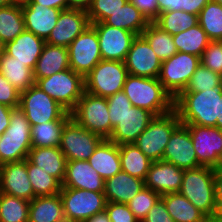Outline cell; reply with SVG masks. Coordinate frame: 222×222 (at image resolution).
Masks as SVG:
<instances>
[{"instance_id": "obj_38", "label": "cell", "mask_w": 222, "mask_h": 222, "mask_svg": "<svg viewBox=\"0 0 222 222\" xmlns=\"http://www.w3.org/2000/svg\"><path fill=\"white\" fill-rule=\"evenodd\" d=\"M171 36L186 31L198 24V16L182 10L163 12L153 21Z\"/></svg>"}, {"instance_id": "obj_1", "label": "cell", "mask_w": 222, "mask_h": 222, "mask_svg": "<svg viewBox=\"0 0 222 222\" xmlns=\"http://www.w3.org/2000/svg\"><path fill=\"white\" fill-rule=\"evenodd\" d=\"M221 97L222 88L180 93L174 99V110L182 124L217 127Z\"/></svg>"}, {"instance_id": "obj_17", "label": "cell", "mask_w": 222, "mask_h": 222, "mask_svg": "<svg viewBox=\"0 0 222 222\" xmlns=\"http://www.w3.org/2000/svg\"><path fill=\"white\" fill-rule=\"evenodd\" d=\"M162 160L184 170L200 167L189 129L185 124L180 123L172 132Z\"/></svg>"}, {"instance_id": "obj_58", "label": "cell", "mask_w": 222, "mask_h": 222, "mask_svg": "<svg viewBox=\"0 0 222 222\" xmlns=\"http://www.w3.org/2000/svg\"><path fill=\"white\" fill-rule=\"evenodd\" d=\"M217 127L222 130V97L220 99V118L217 119Z\"/></svg>"}, {"instance_id": "obj_60", "label": "cell", "mask_w": 222, "mask_h": 222, "mask_svg": "<svg viewBox=\"0 0 222 222\" xmlns=\"http://www.w3.org/2000/svg\"><path fill=\"white\" fill-rule=\"evenodd\" d=\"M11 1L10 0H0V8H3V7H7L9 5H11Z\"/></svg>"}, {"instance_id": "obj_57", "label": "cell", "mask_w": 222, "mask_h": 222, "mask_svg": "<svg viewBox=\"0 0 222 222\" xmlns=\"http://www.w3.org/2000/svg\"><path fill=\"white\" fill-rule=\"evenodd\" d=\"M84 222H111L107 212L104 210L102 212L96 213L90 218L86 219Z\"/></svg>"}, {"instance_id": "obj_43", "label": "cell", "mask_w": 222, "mask_h": 222, "mask_svg": "<svg viewBox=\"0 0 222 222\" xmlns=\"http://www.w3.org/2000/svg\"><path fill=\"white\" fill-rule=\"evenodd\" d=\"M161 199V195L149 189L142 188L132 199L127 203L129 209L139 222H142L149 210Z\"/></svg>"}, {"instance_id": "obj_49", "label": "cell", "mask_w": 222, "mask_h": 222, "mask_svg": "<svg viewBox=\"0 0 222 222\" xmlns=\"http://www.w3.org/2000/svg\"><path fill=\"white\" fill-rule=\"evenodd\" d=\"M142 222H174L164 202L160 199L148 212Z\"/></svg>"}, {"instance_id": "obj_9", "label": "cell", "mask_w": 222, "mask_h": 222, "mask_svg": "<svg viewBox=\"0 0 222 222\" xmlns=\"http://www.w3.org/2000/svg\"><path fill=\"white\" fill-rule=\"evenodd\" d=\"M70 114L71 118L83 128L98 134L103 139L110 137L111 121L106 98L85 91Z\"/></svg>"}, {"instance_id": "obj_20", "label": "cell", "mask_w": 222, "mask_h": 222, "mask_svg": "<svg viewBox=\"0 0 222 222\" xmlns=\"http://www.w3.org/2000/svg\"><path fill=\"white\" fill-rule=\"evenodd\" d=\"M184 169L159 160L152 162L144 180L145 187L163 195L179 192L183 180Z\"/></svg>"}, {"instance_id": "obj_45", "label": "cell", "mask_w": 222, "mask_h": 222, "mask_svg": "<svg viewBox=\"0 0 222 222\" xmlns=\"http://www.w3.org/2000/svg\"><path fill=\"white\" fill-rule=\"evenodd\" d=\"M111 121V134L113 128L119 123L122 117L131 110L132 103L123 91H119L106 98Z\"/></svg>"}, {"instance_id": "obj_2", "label": "cell", "mask_w": 222, "mask_h": 222, "mask_svg": "<svg viewBox=\"0 0 222 222\" xmlns=\"http://www.w3.org/2000/svg\"><path fill=\"white\" fill-rule=\"evenodd\" d=\"M132 106L161 116L174 109V99L158 78H145L128 74L122 90Z\"/></svg>"}, {"instance_id": "obj_26", "label": "cell", "mask_w": 222, "mask_h": 222, "mask_svg": "<svg viewBox=\"0 0 222 222\" xmlns=\"http://www.w3.org/2000/svg\"><path fill=\"white\" fill-rule=\"evenodd\" d=\"M87 161L104 180L113 177L121 171L119 145L103 139Z\"/></svg>"}, {"instance_id": "obj_21", "label": "cell", "mask_w": 222, "mask_h": 222, "mask_svg": "<svg viewBox=\"0 0 222 222\" xmlns=\"http://www.w3.org/2000/svg\"><path fill=\"white\" fill-rule=\"evenodd\" d=\"M154 118L155 115L148 110L132 106L113 128L108 140L117 145L132 144Z\"/></svg>"}, {"instance_id": "obj_15", "label": "cell", "mask_w": 222, "mask_h": 222, "mask_svg": "<svg viewBox=\"0 0 222 222\" xmlns=\"http://www.w3.org/2000/svg\"><path fill=\"white\" fill-rule=\"evenodd\" d=\"M98 34L102 60L124 62L136 34L104 22L91 23Z\"/></svg>"}, {"instance_id": "obj_3", "label": "cell", "mask_w": 222, "mask_h": 222, "mask_svg": "<svg viewBox=\"0 0 222 222\" xmlns=\"http://www.w3.org/2000/svg\"><path fill=\"white\" fill-rule=\"evenodd\" d=\"M215 169L200 166L184 170L179 193L186 197L207 218H216L214 191Z\"/></svg>"}, {"instance_id": "obj_59", "label": "cell", "mask_w": 222, "mask_h": 222, "mask_svg": "<svg viewBox=\"0 0 222 222\" xmlns=\"http://www.w3.org/2000/svg\"><path fill=\"white\" fill-rule=\"evenodd\" d=\"M12 4L24 5L30 2L31 0H10Z\"/></svg>"}, {"instance_id": "obj_35", "label": "cell", "mask_w": 222, "mask_h": 222, "mask_svg": "<svg viewBox=\"0 0 222 222\" xmlns=\"http://www.w3.org/2000/svg\"><path fill=\"white\" fill-rule=\"evenodd\" d=\"M172 37L178 52L193 54L200 58L211 42L199 24Z\"/></svg>"}, {"instance_id": "obj_48", "label": "cell", "mask_w": 222, "mask_h": 222, "mask_svg": "<svg viewBox=\"0 0 222 222\" xmlns=\"http://www.w3.org/2000/svg\"><path fill=\"white\" fill-rule=\"evenodd\" d=\"M0 104L17 108L20 104V93L0 72Z\"/></svg>"}, {"instance_id": "obj_44", "label": "cell", "mask_w": 222, "mask_h": 222, "mask_svg": "<svg viewBox=\"0 0 222 222\" xmlns=\"http://www.w3.org/2000/svg\"><path fill=\"white\" fill-rule=\"evenodd\" d=\"M127 1L128 0H93L90 8L87 10L90 23L104 22Z\"/></svg>"}, {"instance_id": "obj_28", "label": "cell", "mask_w": 222, "mask_h": 222, "mask_svg": "<svg viewBox=\"0 0 222 222\" xmlns=\"http://www.w3.org/2000/svg\"><path fill=\"white\" fill-rule=\"evenodd\" d=\"M27 159L49 175L57 178L61 183L63 182L67 158L64 156L59 146L32 147Z\"/></svg>"}, {"instance_id": "obj_24", "label": "cell", "mask_w": 222, "mask_h": 222, "mask_svg": "<svg viewBox=\"0 0 222 222\" xmlns=\"http://www.w3.org/2000/svg\"><path fill=\"white\" fill-rule=\"evenodd\" d=\"M45 44V40L24 30L13 41L5 44V53L33 70Z\"/></svg>"}, {"instance_id": "obj_39", "label": "cell", "mask_w": 222, "mask_h": 222, "mask_svg": "<svg viewBox=\"0 0 222 222\" xmlns=\"http://www.w3.org/2000/svg\"><path fill=\"white\" fill-rule=\"evenodd\" d=\"M27 172L30 183L37 196H53L60 193L62 183L55 177L49 175L40 167L35 166L27 159Z\"/></svg>"}, {"instance_id": "obj_61", "label": "cell", "mask_w": 222, "mask_h": 222, "mask_svg": "<svg viewBox=\"0 0 222 222\" xmlns=\"http://www.w3.org/2000/svg\"><path fill=\"white\" fill-rule=\"evenodd\" d=\"M5 53V43L0 38V57Z\"/></svg>"}, {"instance_id": "obj_19", "label": "cell", "mask_w": 222, "mask_h": 222, "mask_svg": "<svg viewBox=\"0 0 222 222\" xmlns=\"http://www.w3.org/2000/svg\"><path fill=\"white\" fill-rule=\"evenodd\" d=\"M0 192L31 201L36 196L27 172V159L0 166Z\"/></svg>"}, {"instance_id": "obj_42", "label": "cell", "mask_w": 222, "mask_h": 222, "mask_svg": "<svg viewBox=\"0 0 222 222\" xmlns=\"http://www.w3.org/2000/svg\"><path fill=\"white\" fill-rule=\"evenodd\" d=\"M214 88H222V75L200 64L181 93L202 92Z\"/></svg>"}, {"instance_id": "obj_37", "label": "cell", "mask_w": 222, "mask_h": 222, "mask_svg": "<svg viewBox=\"0 0 222 222\" xmlns=\"http://www.w3.org/2000/svg\"><path fill=\"white\" fill-rule=\"evenodd\" d=\"M68 120H55L31 126L32 147L60 145L62 129Z\"/></svg>"}, {"instance_id": "obj_7", "label": "cell", "mask_w": 222, "mask_h": 222, "mask_svg": "<svg viewBox=\"0 0 222 222\" xmlns=\"http://www.w3.org/2000/svg\"><path fill=\"white\" fill-rule=\"evenodd\" d=\"M19 108L23 111L31 126L71 118L70 113L36 84L20 93Z\"/></svg>"}, {"instance_id": "obj_14", "label": "cell", "mask_w": 222, "mask_h": 222, "mask_svg": "<svg viewBox=\"0 0 222 222\" xmlns=\"http://www.w3.org/2000/svg\"><path fill=\"white\" fill-rule=\"evenodd\" d=\"M186 126L192 138L198 164L213 169L222 167V130L211 126Z\"/></svg>"}, {"instance_id": "obj_36", "label": "cell", "mask_w": 222, "mask_h": 222, "mask_svg": "<svg viewBox=\"0 0 222 222\" xmlns=\"http://www.w3.org/2000/svg\"><path fill=\"white\" fill-rule=\"evenodd\" d=\"M25 30L21 5L11 4L0 8V38L6 44Z\"/></svg>"}, {"instance_id": "obj_8", "label": "cell", "mask_w": 222, "mask_h": 222, "mask_svg": "<svg viewBox=\"0 0 222 222\" xmlns=\"http://www.w3.org/2000/svg\"><path fill=\"white\" fill-rule=\"evenodd\" d=\"M127 75L125 62L101 60L84 78L85 91L108 98L123 90Z\"/></svg>"}, {"instance_id": "obj_53", "label": "cell", "mask_w": 222, "mask_h": 222, "mask_svg": "<svg viewBox=\"0 0 222 222\" xmlns=\"http://www.w3.org/2000/svg\"><path fill=\"white\" fill-rule=\"evenodd\" d=\"M13 108L0 104V136L5 133V130L9 127L10 115Z\"/></svg>"}, {"instance_id": "obj_10", "label": "cell", "mask_w": 222, "mask_h": 222, "mask_svg": "<svg viewBox=\"0 0 222 222\" xmlns=\"http://www.w3.org/2000/svg\"><path fill=\"white\" fill-rule=\"evenodd\" d=\"M59 194L65 219L69 222H84L106 208L107 200L103 192L62 187Z\"/></svg>"}, {"instance_id": "obj_46", "label": "cell", "mask_w": 222, "mask_h": 222, "mask_svg": "<svg viewBox=\"0 0 222 222\" xmlns=\"http://www.w3.org/2000/svg\"><path fill=\"white\" fill-rule=\"evenodd\" d=\"M200 61L204 67L222 75V41H211Z\"/></svg>"}, {"instance_id": "obj_29", "label": "cell", "mask_w": 222, "mask_h": 222, "mask_svg": "<svg viewBox=\"0 0 222 222\" xmlns=\"http://www.w3.org/2000/svg\"><path fill=\"white\" fill-rule=\"evenodd\" d=\"M66 220L60 194L37 196L30 201L28 222H62Z\"/></svg>"}, {"instance_id": "obj_47", "label": "cell", "mask_w": 222, "mask_h": 222, "mask_svg": "<svg viewBox=\"0 0 222 222\" xmlns=\"http://www.w3.org/2000/svg\"><path fill=\"white\" fill-rule=\"evenodd\" d=\"M105 211L111 222H139L124 203L107 202Z\"/></svg>"}, {"instance_id": "obj_50", "label": "cell", "mask_w": 222, "mask_h": 222, "mask_svg": "<svg viewBox=\"0 0 222 222\" xmlns=\"http://www.w3.org/2000/svg\"><path fill=\"white\" fill-rule=\"evenodd\" d=\"M149 22H153L159 15L158 0H130Z\"/></svg>"}, {"instance_id": "obj_56", "label": "cell", "mask_w": 222, "mask_h": 222, "mask_svg": "<svg viewBox=\"0 0 222 222\" xmlns=\"http://www.w3.org/2000/svg\"><path fill=\"white\" fill-rule=\"evenodd\" d=\"M93 0H68V8L87 11Z\"/></svg>"}, {"instance_id": "obj_18", "label": "cell", "mask_w": 222, "mask_h": 222, "mask_svg": "<svg viewBox=\"0 0 222 222\" xmlns=\"http://www.w3.org/2000/svg\"><path fill=\"white\" fill-rule=\"evenodd\" d=\"M90 25L87 11L72 8L64 9L61 11L56 26L52 29L46 43L68 47Z\"/></svg>"}, {"instance_id": "obj_41", "label": "cell", "mask_w": 222, "mask_h": 222, "mask_svg": "<svg viewBox=\"0 0 222 222\" xmlns=\"http://www.w3.org/2000/svg\"><path fill=\"white\" fill-rule=\"evenodd\" d=\"M30 201L0 192V222H28Z\"/></svg>"}, {"instance_id": "obj_11", "label": "cell", "mask_w": 222, "mask_h": 222, "mask_svg": "<svg viewBox=\"0 0 222 222\" xmlns=\"http://www.w3.org/2000/svg\"><path fill=\"white\" fill-rule=\"evenodd\" d=\"M201 64L200 57L184 52H177L162 62L159 82L175 99L185 90L191 76Z\"/></svg>"}, {"instance_id": "obj_55", "label": "cell", "mask_w": 222, "mask_h": 222, "mask_svg": "<svg viewBox=\"0 0 222 222\" xmlns=\"http://www.w3.org/2000/svg\"><path fill=\"white\" fill-rule=\"evenodd\" d=\"M36 4H40L46 7L55 9H68V0H32Z\"/></svg>"}, {"instance_id": "obj_6", "label": "cell", "mask_w": 222, "mask_h": 222, "mask_svg": "<svg viewBox=\"0 0 222 222\" xmlns=\"http://www.w3.org/2000/svg\"><path fill=\"white\" fill-rule=\"evenodd\" d=\"M181 123L177 112L155 116L134 144L152 161L163 159V154L174 129Z\"/></svg>"}, {"instance_id": "obj_33", "label": "cell", "mask_w": 222, "mask_h": 222, "mask_svg": "<svg viewBox=\"0 0 222 222\" xmlns=\"http://www.w3.org/2000/svg\"><path fill=\"white\" fill-rule=\"evenodd\" d=\"M121 170L145 180L152 161L134 144L119 145Z\"/></svg>"}, {"instance_id": "obj_31", "label": "cell", "mask_w": 222, "mask_h": 222, "mask_svg": "<svg viewBox=\"0 0 222 222\" xmlns=\"http://www.w3.org/2000/svg\"><path fill=\"white\" fill-rule=\"evenodd\" d=\"M174 222H204L207 217L179 192L161 195Z\"/></svg>"}, {"instance_id": "obj_52", "label": "cell", "mask_w": 222, "mask_h": 222, "mask_svg": "<svg viewBox=\"0 0 222 222\" xmlns=\"http://www.w3.org/2000/svg\"><path fill=\"white\" fill-rule=\"evenodd\" d=\"M209 1L210 0H180V7L182 11L198 16L202 8Z\"/></svg>"}, {"instance_id": "obj_30", "label": "cell", "mask_w": 222, "mask_h": 222, "mask_svg": "<svg viewBox=\"0 0 222 222\" xmlns=\"http://www.w3.org/2000/svg\"><path fill=\"white\" fill-rule=\"evenodd\" d=\"M104 23L112 27L127 30L139 36L147 27L149 21L140 10L128 0L119 10L109 16Z\"/></svg>"}, {"instance_id": "obj_5", "label": "cell", "mask_w": 222, "mask_h": 222, "mask_svg": "<svg viewBox=\"0 0 222 222\" xmlns=\"http://www.w3.org/2000/svg\"><path fill=\"white\" fill-rule=\"evenodd\" d=\"M35 84L68 113L75 109L77 102L85 92L84 77L71 68L38 79Z\"/></svg>"}, {"instance_id": "obj_25", "label": "cell", "mask_w": 222, "mask_h": 222, "mask_svg": "<svg viewBox=\"0 0 222 222\" xmlns=\"http://www.w3.org/2000/svg\"><path fill=\"white\" fill-rule=\"evenodd\" d=\"M144 187V180L121 170L105 180L103 193L107 202L127 204Z\"/></svg>"}, {"instance_id": "obj_13", "label": "cell", "mask_w": 222, "mask_h": 222, "mask_svg": "<svg viewBox=\"0 0 222 222\" xmlns=\"http://www.w3.org/2000/svg\"><path fill=\"white\" fill-rule=\"evenodd\" d=\"M67 48L70 68L84 78L102 60L98 34L91 25Z\"/></svg>"}, {"instance_id": "obj_22", "label": "cell", "mask_w": 222, "mask_h": 222, "mask_svg": "<svg viewBox=\"0 0 222 222\" xmlns=\"http://www.w3.org/2000/svg\"><path fill=\"white\" fill-rule=\"evenodd\" d=\"M21 9L24 16L25 30L32 32L45 41L56 26L62 11L36 4L32 0L27 4L21 5Z\"/></svg>"}, {"instance_id": "obj_12", "label": "cell", "mask_w": 222, "mask_h": 222, "mask_svg": "<svg viewBox=\"0 0 222 222\" xmlns=\"http://www.w3.org/2000/svg\"><path fill=\"white\" fill-rule=\"evenodd\" d=\"M102 140L101 136L83 128L70 118L62 129L59 148L67 161L88 160Z\"/></svg>"}, {"instance_id": "obj_16", "label": "cell", "mask_w": 222, "mask_h": 222, "mask_svg": "<svg viewBox=\"0 0 222 222\" xmlns=\"http://www.w3.org/2000/svg\"><path fill=\"white\" fill-rule=\"evenodd\" d=\"M124 62L130 75L145 78H158L160 75L162 62L141 35L133 40Z\"/></svg>"}, {"instance_id": "obj_40", "label": "cell", "mask_w": 222, "mask_h": 222, "mask_svg": "<svg viewBox=\"0 0 222 222\" xmlns=\"http://www.w3.org/2000/svg\"><path fill=\"white\" fill-rule=\"evenodd\" d=\"M198 24L211 41H222V5L210 0L199 13Z\"/></svg>"}, {"instance_id": "obj_4", "label": "cell", "mask_w": 222, "mask_h": 222, "mask_svg": "<svg viewBox=\"0 0 222 222\" xmlns=\"http://www.w3.org/2000/svg\"><path fill=\"white\" fill-rule=\"evenodd\" d=\"M9 127L0 139V166L28 158L31 144V125L23 111L13 108Z\"/></svg>"}, {"instance_id": "obj_32", "label": "cell", "mask_w": 222, "mask_h": 222, "mask_svg": "<svg viewBox=\"0 0 222 222\" xmlns=\"http://www.w3.org/2000/svg\"><path fill=\"white\" fill-rule=\"evenodd\" d=\"M0 72L19 93L35 84L33 70L6 53L0 57Z\"/></svg>"}, {"instance_id": "obj_51", "label": "cell", "mask_w": 222, "mask_h": 222, "mask_svg": "<svg viewBox=\"0 0 222 222\" xmlns=\"http://www.w3.org/2000/svg\"><path fill=\"white\" fill-rule=\"evenodd\" d=\"M214 191L217 204L216 218H222V167L215 169Z\"/></svg>"}, {"instance_id": "obj_34", "label": "cell", "mask_w": 222, "mask_h": 222, "mask_svg": "<svg viewBox=\"0 0 222 222\" xmlns=\"http://www.w3.org/2000/svg\"><path fill=\"white\" fill-rule=\"evenodd\" d=\"M141 36L148 42L161 62L168 60L178 52L173 37L154 22H149Z\"/></svg>"}, {"instance_id": "obj_62", "label": "cell", "mask_w": 222, "mask_h": 222, "mask_svg": "<svg viewBox=\"0 0 222 222\" xmlns=\"http://www.w3.org/2000/svg\"><path fill=\"white\" fill-rule=\"evenodd\" d=\"M204 222H222V218H207Z\"/></svg>"}, {"instance_id": "obj_63", "label": "cell", "mask_w": 222, "mask_h": 222, "mask_svg": "<svg viewBox=\"0 0 222 222\" xmlns=\"http://www.w3.org/2000/svg\"><path fill=\"white\" fill-rule=\"evenodd\" d=\"M211 1L216 2L217 4L222 5V0H211Z\"/></svg>"}, {"instance_id": "obj_23", "label": "cell", "mask_w": 222, "mask_h": 222, "mask_svg": "<svg viewBox=\"0 0 222 222\" xmlns=\"http://www.w3.org/2000/svg\"><path fill=\"white\" fill-rule=\"evenodd\" d=\"M105 180L87 160L67 161L62 187L104 192Z\"/></svg>"}, {"instance_id": "obj_54", "label": "cell", "mask_w": 222, "mask_h": 222, "mask_svg": "<svg viewBox=\"0 0 222 222\" xmlns=\"http://www.w3.org/2000/svg\"><path fill=\"white\" fill-rule=\"evenodd\" d=\"M159 14L169 11L181 10L180 0H158Z\"/></svg>"}, {"instance_id": "obj_27", "label": "cell", "mask_w": 222, "mask_h": 222, "mask_svg": "<svg viewBox=\"0 0 222 222\" xmlns=\"http://www.w3.org/2000/svg\"><path fill=\"white\" fill-rule=\"evenodd\" d=\"M70 69L68 48L46 43L33 69L35 82L60 71Z\"/></svg>"}]
</instances>
